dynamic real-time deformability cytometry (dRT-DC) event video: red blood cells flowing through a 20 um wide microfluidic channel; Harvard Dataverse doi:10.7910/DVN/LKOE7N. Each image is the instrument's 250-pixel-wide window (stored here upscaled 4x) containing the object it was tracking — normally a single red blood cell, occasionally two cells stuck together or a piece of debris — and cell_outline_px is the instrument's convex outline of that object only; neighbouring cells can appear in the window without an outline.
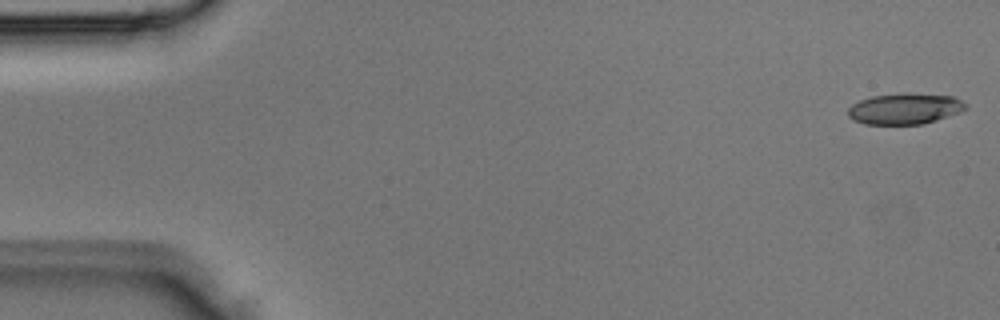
{"species": "Egyptian fruit bat (a non-hibernating species)", "species_latin": "Rousettus aegyptiacus", "temperature_condition": "room temperature", "stored_images_in_passage": 4, "camera_frame_rate_fps": 3000, "um_per_image_px": 0.085, "animal": {"sex": "male"}, "frame": {"image": 1, "passage_image": 1, "time_ms": 0.0, "image_size_px": [1000, 320], "cell_outline_px": [[968, 108], [960, 112], [936, 120], [920, 124], [864, 124], [852, 120], [848, 116], [848, 108], [852, 104], [860, 100], [872, 96], [904, 92], [908, 92], [952, 96], [968, 104]], "centroid_in_image_um": [76.9, 9.23], "position_along_channel_um": 8.1, "area_um2": 21.44}}
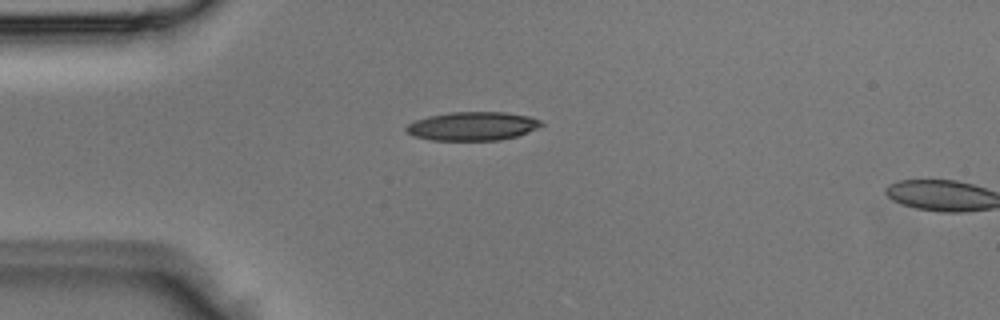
{"frame": {"image": 2, "passage_image": 3, "time_ms": 0.667, "image_size_px": [1000, 320], "cell_outline_px": [[544, 124], [528, 132], [516, 136], [500, 140], [432, 140], [412, 136], [404, 132], [404, 128], [408, 124], [416, 120], [428, 116], [452, 112], [504, 112], [528, 116], [540, 120]], "centroid_in_image_um": [40.12, 10.72], "position_along_channel_um": 44.9, "area_um2": 22.54}}